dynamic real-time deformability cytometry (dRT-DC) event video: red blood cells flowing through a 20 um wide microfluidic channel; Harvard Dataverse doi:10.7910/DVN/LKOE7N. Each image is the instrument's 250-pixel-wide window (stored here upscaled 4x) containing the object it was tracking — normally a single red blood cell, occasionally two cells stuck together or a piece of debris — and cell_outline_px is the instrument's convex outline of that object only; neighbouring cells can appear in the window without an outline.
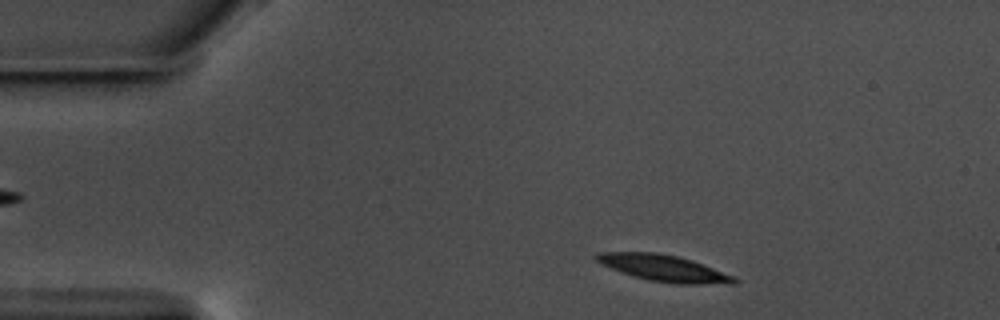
{"species": "common noctule bat (a hibernating species)", "species_latin": "Nyctalus noctula", "temperature_condition": "warm", "stored_images_in_passage": 52, "camera_frame_rate_fps": 3000, "um_per_image_px": 0.085, "animal": {"sex": "male", "body_mass_g": 17.5, "forearm_length_mm": 52.3}, "frame": {"image": 1, "passage_image": 4, "time_ms": 1.0, "image_size_px": [1000, 320], "cell_outline_px": [[740, 280], [736, 284], [676, 284], [648, 280], [632, 276], [620, 272], [600, 264], [592, 256], [596, 252], [660, 252], [680, 256], [692, 260], [736, 276]], "centroid_in_image_um": [56.44, 22.79], "position_along_channel_um": 28.6, "area_um2": 21.79}}
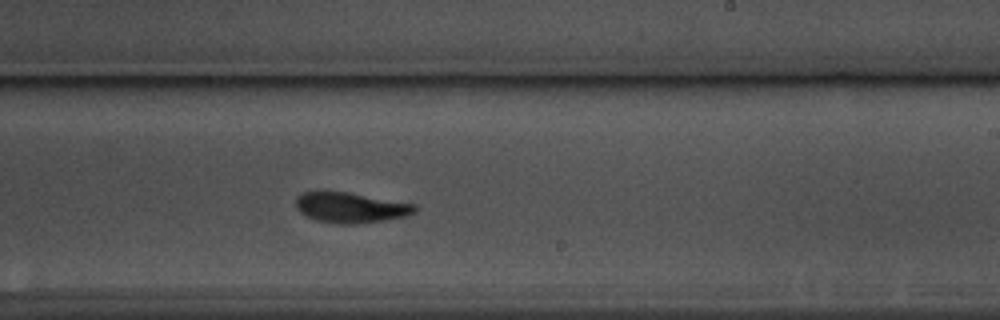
{"frame": {"image": 2, "passage_image": 29, "time_ms": 9.333, "image_size_px": [1000, 320], "cell_outline_px": [[416, 212], [408, 216], [384, 220], [356, 224], [336, 224], [316, 220], [300, 212], [296, 208], [296, 196], [304, 192], [348, 192], [416, 204]], "centroid_in_image_um": [29.82, 17.65], "position_along_channel_um": 259.2, "area_um2": 21.04}}
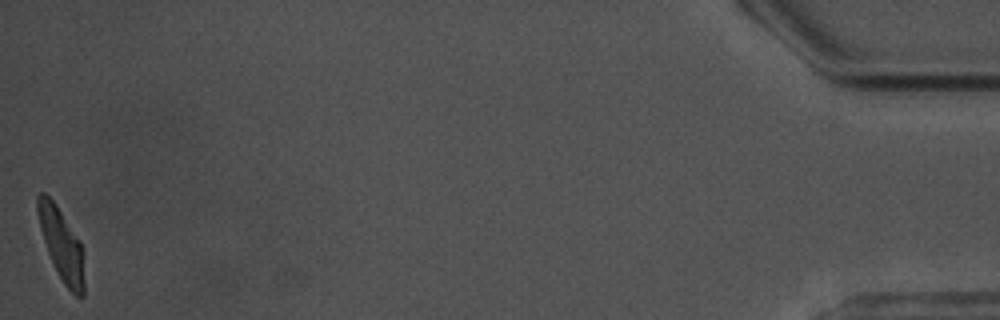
{"frame": {"image": 3, "passage_image": 52, "time_ms": 17.0, "image_size_px": [1000, 320], "cell_outline_px": [[84, 296], [76, 296], [64, 284], [48, 252], [40, 228], [36, 208], [36, 196], [40, 192], [44, 192], [56, 204], [80, 240], [84, 252]], "centroid_in_image_um": [5.24, 20.75], "position_along_channel_um": 430.0, "area_um2": 19.48}, "authors_computed_cell_mechanics": {"area_um2": 21.0103, "velocity_mm_per_s": 3.4962, "shape_relaxation_time_tau1_ms": 2.9797, "shape_relaxation_time_tau2_ms": 4.291, "deformation_change_tau1": 0.1575, "deformation_change_tau2": 0.1089}}